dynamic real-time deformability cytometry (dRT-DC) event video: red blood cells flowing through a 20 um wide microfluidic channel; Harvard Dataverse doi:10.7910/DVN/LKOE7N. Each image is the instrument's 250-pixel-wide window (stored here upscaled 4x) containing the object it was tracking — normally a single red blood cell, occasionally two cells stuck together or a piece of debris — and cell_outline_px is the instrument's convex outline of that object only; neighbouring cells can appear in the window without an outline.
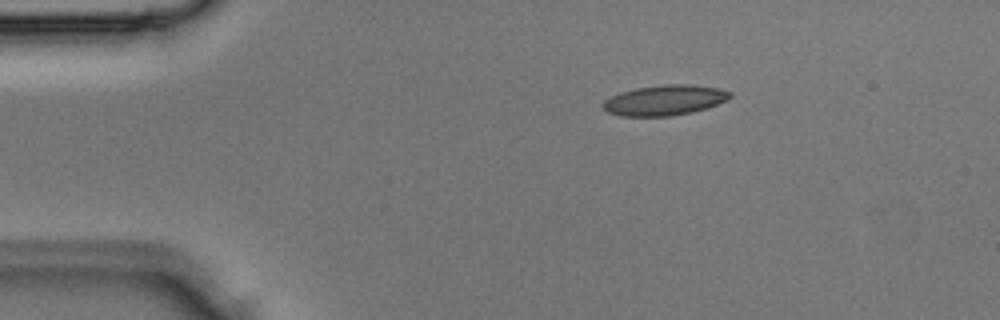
{"species": "Egyptian fruit bat (a non-hibernating species)", "species_latin": "Rousettus aegyptiacus", "temperature_condition": "room temperature", "stored_images_in_passage": 2, "segment_of_instrument_passage": [2, 2], "camera_frame_rate_fps": 3000, "um_per_image_px": 0.085, "animal": {"sex": "male"}, "frame": {"image": 1, "passage_image": 2, "time_ms": 0.333, "image_size_px": [1000, 320], "cell_outline_px": [[732, 96], [728, 100], [708, 108], [692, 112], [672, 116], [620, 116], [608, 112], [604, 108], [604, 100], [620, 92], [636, 88], [664, 84], [688, 84], [720, 88], [732, 92]], "centroid_in_image_um": [56.55, 8.51], "position_along_channel_um": 28.5, "area_um2": 22.54}}